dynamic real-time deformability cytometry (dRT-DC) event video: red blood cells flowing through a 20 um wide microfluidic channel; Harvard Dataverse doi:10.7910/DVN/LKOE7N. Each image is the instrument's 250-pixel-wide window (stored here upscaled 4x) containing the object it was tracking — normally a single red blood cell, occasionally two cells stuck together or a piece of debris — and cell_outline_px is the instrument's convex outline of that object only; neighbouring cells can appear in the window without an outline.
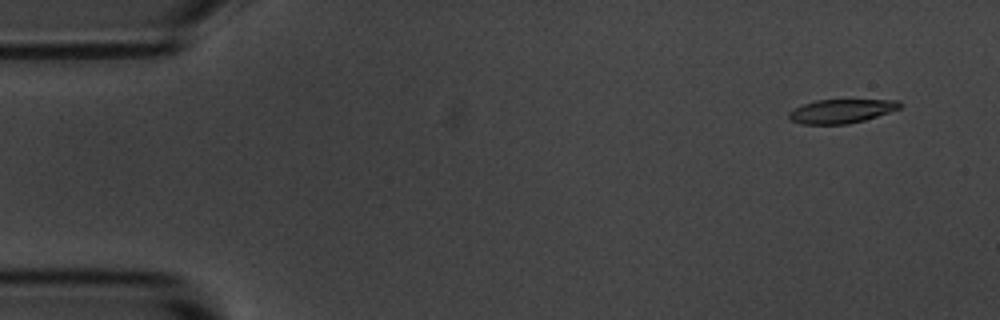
{"species": "common noctule bat (a hibernating species)", "species_latin": "Nyctalus noctula", "temperature_condition": "room temperature", "stored_images_in_passage": 6, "segment_of_instrument_passage": [2, 2], "camera_frame_rate_fps": 3000, "um_per_image_px": 0.085, "animal": {"sex": "male", "body_mass_g": 20.1, "forearm_length_mm": 53.5}, "frame": {"image": 1, "passage_image": 6, "time_ms": 6.667, "image_size_px": [1000, 320], "cell_outline_px": [[904, 104], [900, 108], [864, 120], [848, 124], [804, 124], [792, 120], [788, 116], [788, 112], [792, 108], [816, 100], [900, 100]], "centroid_in_image_um": [71.51, 9.44], "position_along_channel_um": 13.5, "area_um2": 15.37}}